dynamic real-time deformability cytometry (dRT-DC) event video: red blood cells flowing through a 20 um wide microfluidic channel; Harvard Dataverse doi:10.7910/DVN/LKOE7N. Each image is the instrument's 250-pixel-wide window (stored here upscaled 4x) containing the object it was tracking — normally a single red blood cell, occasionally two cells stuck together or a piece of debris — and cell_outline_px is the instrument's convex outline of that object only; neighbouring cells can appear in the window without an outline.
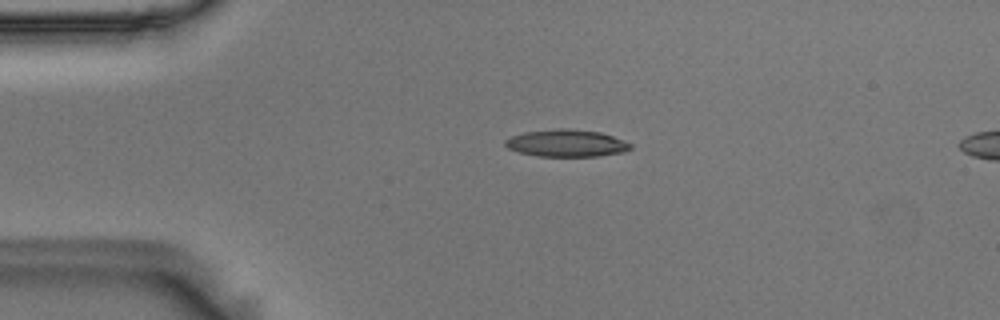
{"species": "Egyptian fruit bat (a non-hibernating species)", "species_latin": "Rousettus aegyptiacus", "temperature_condition": "room temperature", "stored_images_in_passage": 5, "camera_frame_rate_fps": 3000, "um_per_image_px": 0.085, "animal": {"sex": "male"}, "frame": {"image": 1, "passage_image": 1, "time_ms": 0.0, "image_size_px": [1000, 320], "cell_outline_px": [[632, 148], [624, 152], [600, 156], [536, 156], [520, 152], [508, 148], [504, 144], [504, 140], [512, 136], [524, 132], [556, 128], [572, 128], [600, 132], [624, 140], [632, 144]], "centroid_in_image_um": [48.17, 12.16], "position_along_channel_um": 36.8, "area_um2": 20.0}}